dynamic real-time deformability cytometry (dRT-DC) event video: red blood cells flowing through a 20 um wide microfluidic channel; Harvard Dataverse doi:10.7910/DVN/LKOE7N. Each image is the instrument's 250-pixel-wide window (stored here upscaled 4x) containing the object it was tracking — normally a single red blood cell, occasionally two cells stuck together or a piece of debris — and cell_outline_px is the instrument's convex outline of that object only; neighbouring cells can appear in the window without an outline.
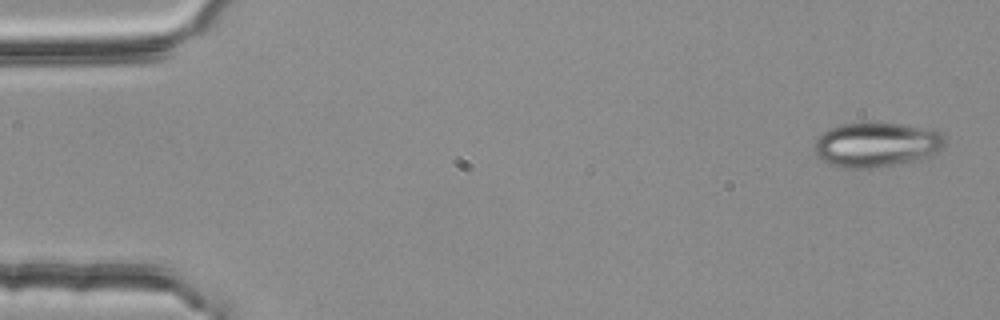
{"species": "common noctule bat (a hibernating species)", "species_latin": "Nyctalus noctula", "temperature_condition": "room temperature", "stored_images_in_passage": 3, "camera_frame_rate_fps": 3000, "um_per_image_px": 0.085, "animal": {"sex": "female", "body_mass_g": 25.1}, "frame": {"image": 1, "passage_image": 1, "time_ms": 0.0, "image_size_px": [1000, 320], "cell_outline_px": [[948, 144], [936, 152], [920, 160], [868, 168], [844, 168], [820, 160], [816, 156], [812, 148], [816, 140], [824, 132], [840, 124], [864, 120], [868, 120], [936, 128], [944, 132]], "centroid_in_image_um": [74.55, 12.24], "position_along_channel_um": 10.4, "area_um2": 35.14}}